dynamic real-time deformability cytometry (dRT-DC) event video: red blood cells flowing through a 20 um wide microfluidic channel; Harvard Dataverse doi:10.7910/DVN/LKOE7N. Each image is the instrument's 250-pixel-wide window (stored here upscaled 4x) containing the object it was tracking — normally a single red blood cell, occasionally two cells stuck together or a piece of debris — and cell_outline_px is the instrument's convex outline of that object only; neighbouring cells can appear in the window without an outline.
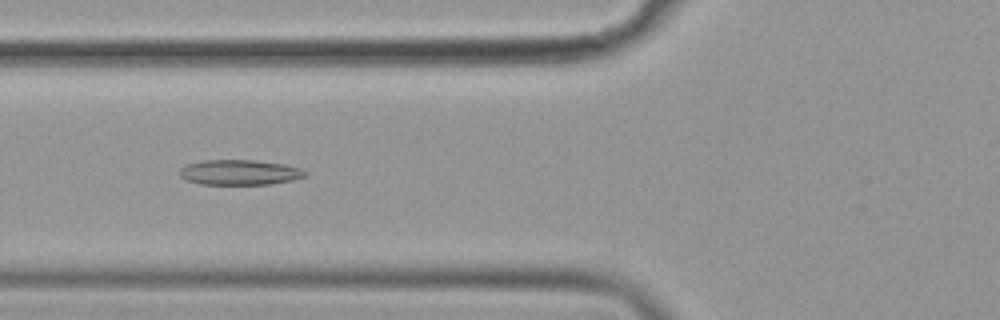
{"species": "common noctule bat (a hibernating species)", "species_latin": "Nyctalus noctula", "temperature_condition": "cold", "stored_images_in_passage": 44, "camera_frame_rate_fps": 3000, "um_per_image_px": 0.085, "animal": {"sex": "female", "body_mass_g": 19.9}, "frame": {"image": 1, "passage_image": 10, "time_ms": 3.0, "image_size_px": [1000, 320], "cell_outline_px": [[304, 176], [292, 180], [268, 184], [200, 184], [184, 180], [180, 176], [180, 168], [188, 164], [204, 160], [252, 160], [284, 164], [300, 168], [304, 172]], "centroid_in_image_um": [20.3, 14.65], "position_along_channel_um": 105.5, "area_um2": 18.21}}
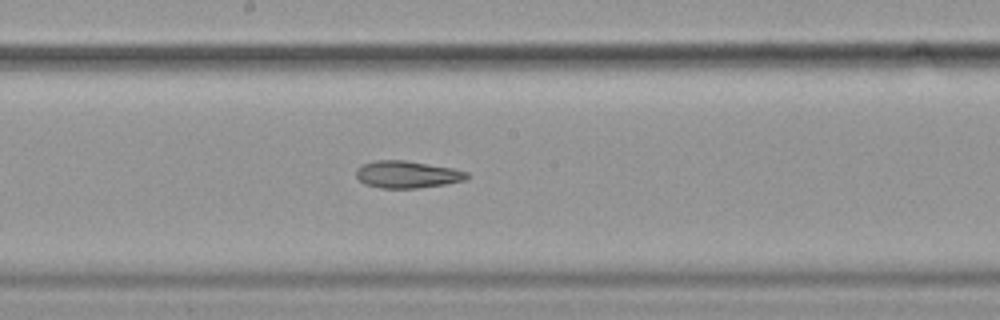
{"frame": {"image": 2, "passage_image": 19, "time_ms": 6.0, "image_size_px": [1000, 320], "cell_outline_px": [[468, 176], [464, 180], [444, 184], [416, 188], [380, 188], [364, 184], [356, 176], [356, 168], [360, 164], [376, 160], [404, 160], [452, 168], [468, 172]], "centroid_in_image_um": [34.55, 14.82], "position_along_channel_um": 213.7, "area_um2": 17.46}}
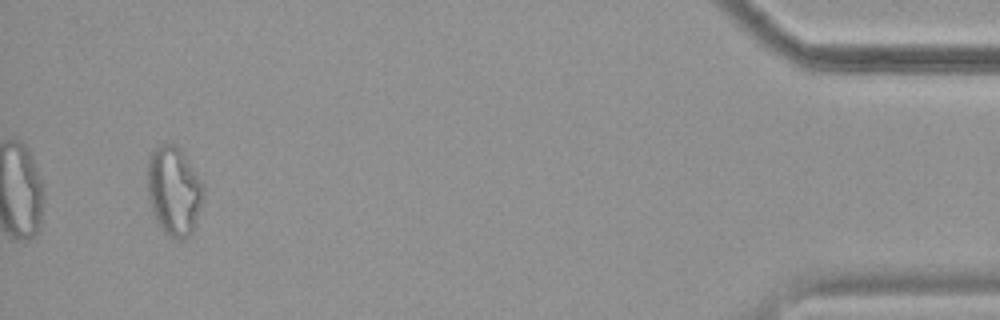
{"frame": {"image": 3, "passage_image": 42, "time_ms": 13.667, "image_size_px": [1000, 320], "cell_outline_px": [[204, 188], [196, 224], [192, 232], [188, 236], [180, 240], [164, 232], [156, 220], [148, 196], [148, 156], [152, 148], [164, 144], [176, 144], [180, 148]], "centroid_in_image_um": [14.76, 16.21], "position_along_channel_um": 420.4, "area_um2": 28.5}, "authors_computed_cell_mechanics": {"area_um2": 19.1896, "velocity_mm_per_s": 3.6022, "shape_relaxation_time_tau1_ms": null, "shape_relaxation_time_tau2_ms": 4.8746, "deformation_change_tau1": null, "deformation_change_tau2": 0.1465}}